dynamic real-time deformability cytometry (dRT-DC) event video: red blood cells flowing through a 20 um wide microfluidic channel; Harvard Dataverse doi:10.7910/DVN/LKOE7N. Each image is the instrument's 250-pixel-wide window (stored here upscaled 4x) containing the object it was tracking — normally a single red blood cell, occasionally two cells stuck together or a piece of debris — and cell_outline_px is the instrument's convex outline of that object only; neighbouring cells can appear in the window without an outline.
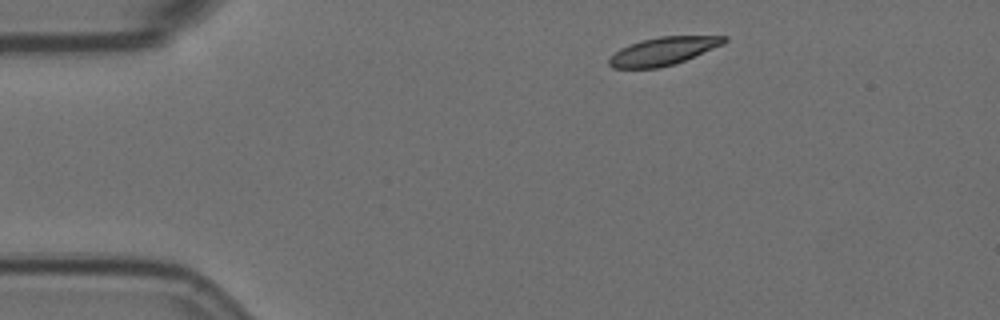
{"species": "Egyptian fruit bat (a non-hibernating species)", "species_latin": "Rousettus aegyptiacus", "temperature_condition": "room temperature", "stored_images_in_passage": 3, "camera_frame_rate_fps": 3000, "um_per_image_px": 0.085, "animal": {"sex": "female"}, "frame": {"image": 1, "passage_image": 1, "time_ms": 0.0, "image_size_px": [1000, 320], "cell_outline_px": [[728, 40], [724, 44], [676, 64], [660, 68], [612, 68], [608, 64], [608, 60], [620, 48], [628, 44], [640, 40], [660, 36], [728, 36]], "centroid_in_image_um": [56.38, 4.34], "position_along_channel_um": 28.6, "area_um2": 18.9}}